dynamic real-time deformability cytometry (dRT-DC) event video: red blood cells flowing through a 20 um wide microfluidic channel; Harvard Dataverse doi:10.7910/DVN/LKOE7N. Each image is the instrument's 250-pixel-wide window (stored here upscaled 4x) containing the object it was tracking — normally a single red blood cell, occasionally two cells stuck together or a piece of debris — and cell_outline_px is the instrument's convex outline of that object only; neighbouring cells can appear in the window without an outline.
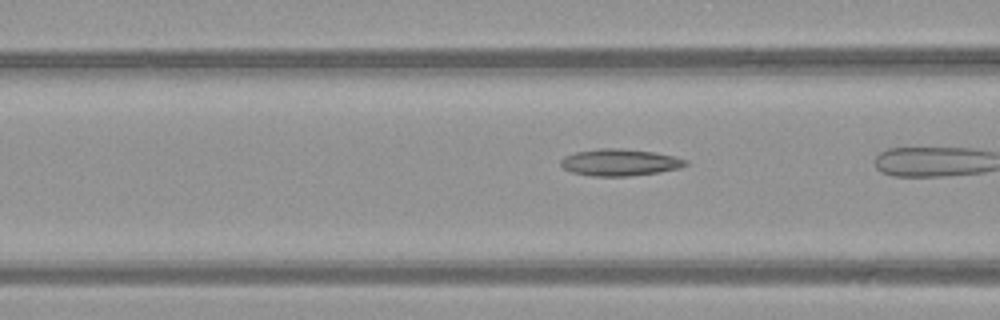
{"species": "common noctule bat (a hibernating species)", "species_latin": "Nyctalus noctula", "temperature_condition": "warm", "stored_images_in_passage": 6, "camera_frame_rate_fps": 3000, "um_per_image_px": 0.085, "animal": {"sex": "female", "body_mass_g": 21.9}, "frame": {"image": 1, "passage_image": 5, "time_ms": 1.333, "image_size_px": [1000, 320], "cell_outline_px": [[688, 164], [680, 168], [660, 172], [628, 176], [592, 176], [572, 172], [564, 168], [560, 164], [560, 160], [564, 156], [576, 152], [596, 148], [616, 148], [652, 152], [672, 156], [688, 160]], "centroid_in_image_um": [52.66, 13.8], "position_along_channel_um": 113.9, "area_um2": 19.42}}